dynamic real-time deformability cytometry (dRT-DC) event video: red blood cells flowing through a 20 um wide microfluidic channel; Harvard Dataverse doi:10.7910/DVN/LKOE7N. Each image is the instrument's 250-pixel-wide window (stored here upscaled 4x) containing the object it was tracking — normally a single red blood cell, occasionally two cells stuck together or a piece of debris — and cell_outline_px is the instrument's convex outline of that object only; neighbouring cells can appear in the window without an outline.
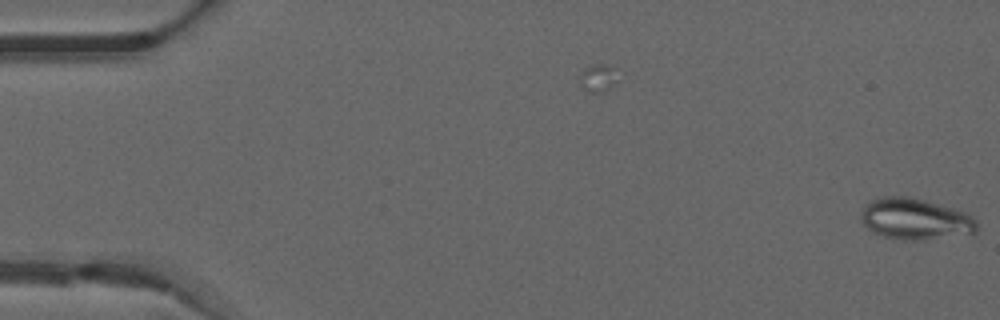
{"species": "common noctule bat (a hibernating species)", "species_latin": "Nyctalus noctula", "temperature_condition": "warm", "stored_images_in_passage": 6, "camera_frame_rate_fps": 3000, "um_per_image_px": 0.085, "animal": {"sex": "male", "forearm_length_mm": 52.5}, "frame": {"image": 1, "passage_image": 6, "time_ms": 1.667, "image_size_px": [1000, 320], "cell_outline_px": [[980, 224], [976, 232], [916, 240], [904, 240], [884, 236], [872, 232], [860, 220], [860, 212], [864, 204], [880, 196], [908, 196], [924, 200], [952, 208], [964, 212], [976, 220]], "centroid_in_image_um": [77.73, 18.59], "position_along_channel_um": 7.3, "area_um2": 27.69}}